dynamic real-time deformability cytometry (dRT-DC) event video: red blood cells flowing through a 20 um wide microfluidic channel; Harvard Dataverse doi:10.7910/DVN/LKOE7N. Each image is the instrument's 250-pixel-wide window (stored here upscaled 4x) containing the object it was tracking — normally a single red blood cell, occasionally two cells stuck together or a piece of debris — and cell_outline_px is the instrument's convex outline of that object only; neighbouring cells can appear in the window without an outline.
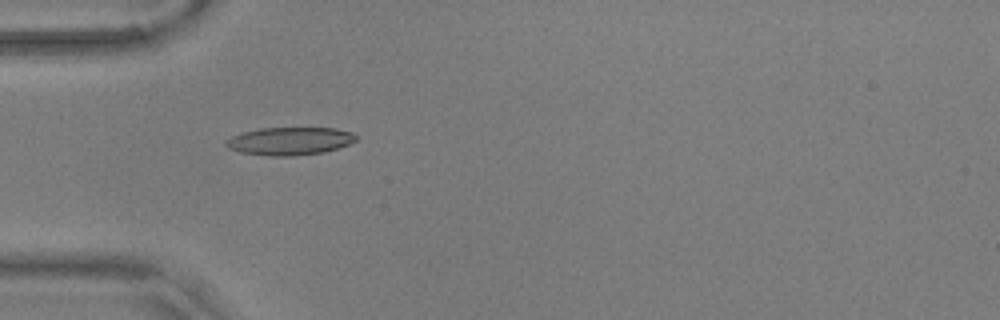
{"species": "common noctule bat (a hibernating species)", "species_latin": "Nyctalus noctula", "temperature_condition": "warm", "stored_images_in_passage": 44, "camera_frame_rate_fps": 3000, "um_per_image_px": 0.085, "animal": {"sex": "male", "body_mass_g": 17.9, "forearm_length_mm": 54.2}, "frame": {"image": 1, "passage_image": 6, "time_ms": 1.667, "image_size_px": [1000, 320], "cell_outline_px": [[360, 136], [356, 140], [348, 144], [324, 152], [292, 156], [268, 156], [240, 152], [228, 148], [224, 144], [232, 136], [240, 132], [260, 128], [336, 128], [352, 132]], "centroid_in_image_um": [24.63, 11.98], "position_along_channel_um": 60.4, "area_um2": 21.21}}
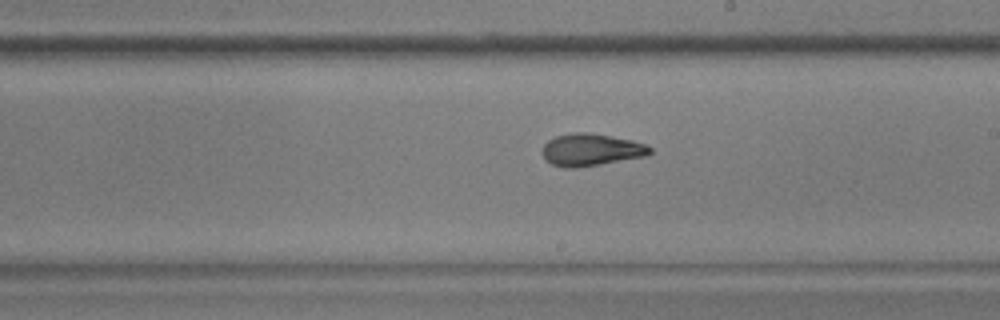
{"frame": {"image": 2, "passage_image": 21, "time_ms": 6.667, "image_size_px": [1000, 320], "cell_outline_px": [[652, 152], [648, 156], [576, 168], [564, 168], [552, 164], [544, 160], [540, 152], [544, 144], [548, 140], [556, 136], [572, 132], [588, 132], [612, 136], [632, 140], [644, 144], [652, 148]], "centroid_in_image_um": [50.21, 12.73], "position_along_channel_um": 238.8, "area_um2": 20.52}}
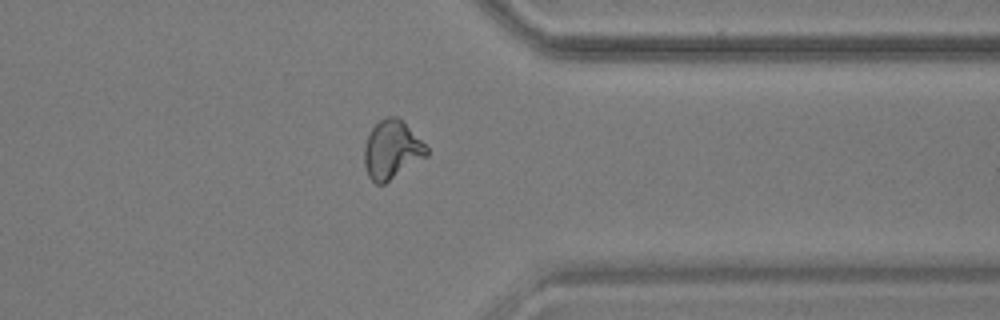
{"frame": {"image": 3, "passage_image": 33, "time_ms": 10.667, "image_size_px": [1000, 320], "cell_outline_px": [[428, 156], [384, 184], [376, 184], [368, 176], [364, 164], [364, 144], [372, 128], [384, 116], [396, 116], [428, 148]], "centroid_in_image_um": [33.28, 12.76], "position_along_channel_um": 378.1, "area_um2": 20.98}, "authors_computed_cell_mechanics": {"area_um2": 20.4612, "velocity_mm_per_s": 3.6176, "shape_relaxation_time_tau1_ms": 7.069, "shape_relaxation_time_tau2_ms": 2.3345, "deformation_change_tau1": 0.1907, "deformation_change_tau2": 0.0872}}